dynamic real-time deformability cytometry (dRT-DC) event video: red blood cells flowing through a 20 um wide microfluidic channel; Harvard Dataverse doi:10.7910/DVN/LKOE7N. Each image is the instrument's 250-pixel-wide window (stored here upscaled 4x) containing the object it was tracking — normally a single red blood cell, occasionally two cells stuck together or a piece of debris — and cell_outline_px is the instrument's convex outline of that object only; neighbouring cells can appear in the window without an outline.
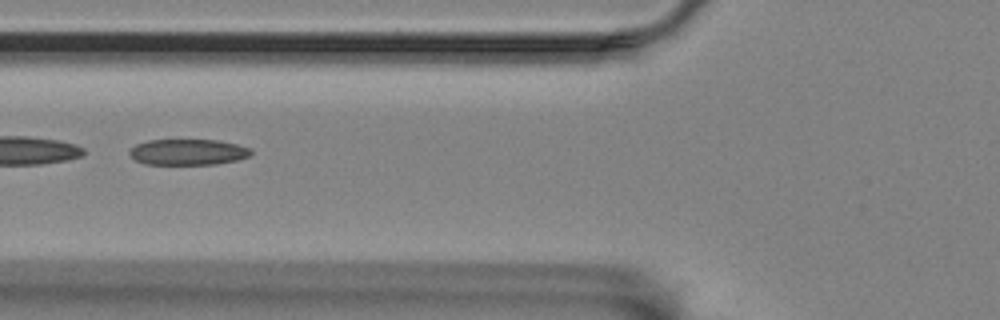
{"species": "Egyptian fruit bat (a non-hibernating species)", "species_latin": "Rousettus aegyptiacus", "temperature_condition": "room temperature", "stored_images_in_passage": 15, "camera_frame_rate_fps": 3000, "um_per_image_px": 0.085, "animal": {"sex": "female"}, "frame": {"image": 1, "passage_image": 10, "time_ms": 3.0, "image_size_px": [1000, 320], "cell_outline_px": [[252, 152], [248, 156], [236, 160], [216, 164], [144, 164], [136, 160], [128, 152], [136, 144], [148, 140], [220, 140], [252, 148]], "centroid_in_image_um": [15.99, 12.92], "position_along_channel_um": 109.8, "area_um2": 18.26}}